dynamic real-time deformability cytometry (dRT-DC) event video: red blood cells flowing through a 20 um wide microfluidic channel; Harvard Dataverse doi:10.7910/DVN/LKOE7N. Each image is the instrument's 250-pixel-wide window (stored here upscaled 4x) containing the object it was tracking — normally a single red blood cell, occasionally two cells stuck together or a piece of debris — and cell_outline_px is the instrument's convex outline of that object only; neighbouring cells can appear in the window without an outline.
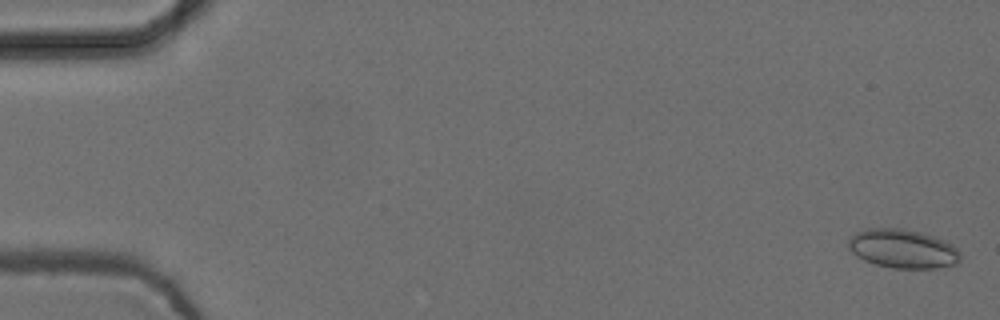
{"species": "common noctule bat (a hibernating species)", "species_latin": "Nyctalus noctula", "temperature_condition": "cold", "stored_images_in_passage": 56, "camera_frame_rate_fps": 3000, "um_per_image_px": 0.085, "animal": {"sex": "female", "body_mass_g": 24.6, "forearm_length_mm": 56.2}, "frame": {"image": 1, "passage_image": 2, "time_ms": 0.333, "image_size_px": [1000, 320], "cell_outline_px": [[960, 260], [956, 264], [936, 268], [892, 268], [876, 264], [864, 260], [856, 256], [848, 248], [848, 240], [856, 232], [868, 228], [900, 228], [920, 232], [944, 240], [952, 244], [960, 252]], "centroid_in_image_um": [76.73, 21.14], "position_along_channel_um": 8.3, "area_um2": 25.37}}
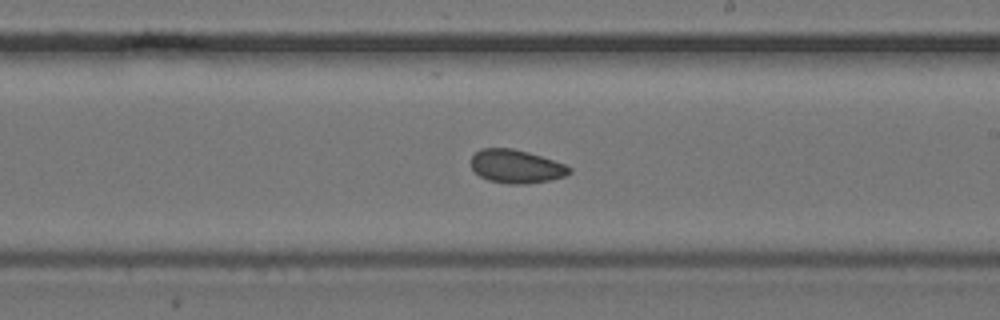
{"frame": {"image": 2, "passage_image": 33, "time_ms": 10.667, "image_size_px": [1000, 320], "cell_outline_px": [[572, 172], [564, 176], [548, 180], [524, 184], [508, 184], [488, 180], [480, 176], [472, 168], [472, 156], [480, 148], [512, 148], [528, 152], [564, 164], [572, 168]], "centroid_in_image_um": [43.86, 14.14], "position_along_channel_um": 245.1, "area_um2": 18.96}}
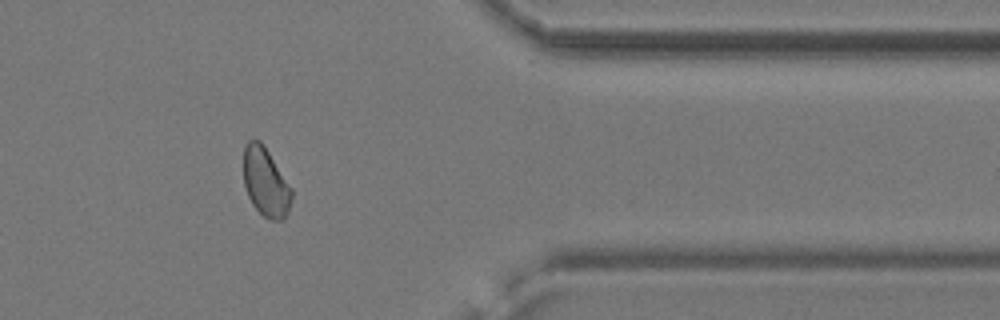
{"frame": {"image": 3, "passage_image": 46, "time_ms": 15.0, "image_size_px": [1000, 320], "cell_outline_px": [[292, 196], [288, 212], [284, 220], [272, 220], [264, 216], [252, 204], [248, 196], [244, 184], [244, 144], [248, 140], [260, 140], [292, 188]], "centroid_in_image_um": [22.58, 15.49], "position_along_channel_um": 388.8, "area_um2": 19.13}, "authors_computed_cell_mechanics": {"area_um2": 19.8254, "velocity_mm_per_s": 3.7401, "shape_relaxation_time_tau1_ms": 2.9796, "shape_relaxation_time_tau2_ms": 9.6485, "deformation_change_tau1": 0.0266, "deformation_change_tau2": 0.1108}}